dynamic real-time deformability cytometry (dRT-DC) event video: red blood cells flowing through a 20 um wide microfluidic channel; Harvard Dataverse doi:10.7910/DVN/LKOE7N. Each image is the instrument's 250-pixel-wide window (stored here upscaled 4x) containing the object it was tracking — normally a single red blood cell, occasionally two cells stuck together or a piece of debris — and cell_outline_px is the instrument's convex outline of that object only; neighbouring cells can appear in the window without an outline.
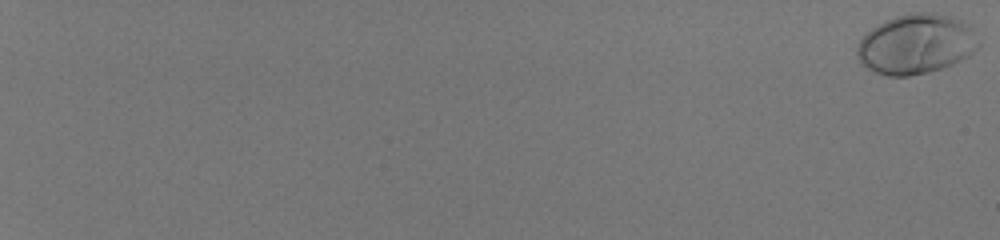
{"species": "human", "species_latin": "Homo sapiens", "temperature_condition": "room temperature", "stored_images_in_passage": 57, "camera_frame_rate_fps": 3000, "um_per_image_px": 0.085, "donor": {"sex": "male"}, "frame": {"image": 1, "passage_image": 1, "time_ms": 0.0, "image_size_px": [1000, 240], "cell_outline_px": [[980, 44], [968, 56], [952, 64], [928, 72], [908, 76], [888, 76], [872, 72], [860, 64], [856, 56], [856, 44], [872, 28], [896, 16], [916, 12], [932, 12], [952, 16], [972, 24]], "centroid_in_image_um": [77.87, 3.75], "position_along_channel_um": 7.1, "area_um2": 42.66}}
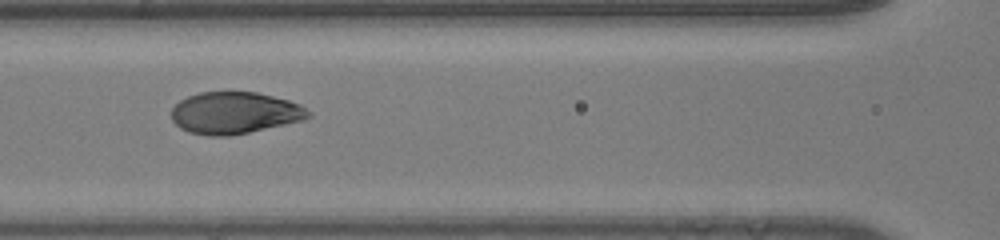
{"frame": {"image": 2, "passage_image": 33, "time_ms": 10.667, "image_size_px": [1000, 240], "cell_outline_px": [[312, 116], [304, 120], [248, 132], [228, 136], [208, 136], [188, 132], [180, 128], [172, 120], [172, 108], [180, 100], [188, 96], [200, 92], [256, 92], [288, 100], [300, 104], [312, 112]], "centroid_in_image_um": [19.96, 9.6], "position_along_channel_um": 146.6, "area_um2": 33.41}}
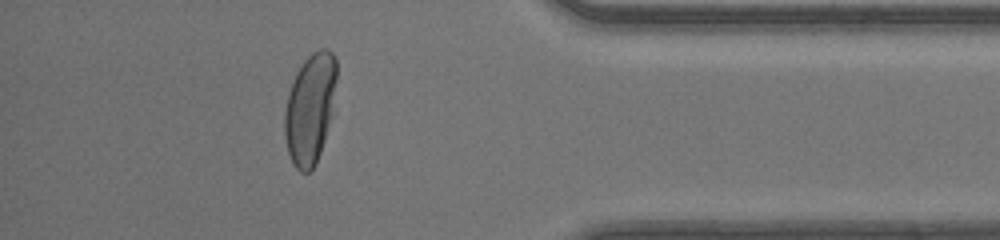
{"frame": {"image": 3, "passage_image": 53, "time_ms": 17.333, "image_size_px": [1000, 240], "cell_outline_px": [[336, 80], [332, 116], [316, 164], [308, 172], [300, 172], [292, 164], [288, 152], [284, 136], [284, 112], [288, 92], [296, 72], [304, 60], [312, 52], [320, 48], [328, 48], [332, 52], [336, 60]], "centroid_in_image_um": [26.35, 9.22], "position_along_channel_um": 408.9, "area_um2": 33.64}, "authors_computed_cell_mechanics": {"area_um2": 35.0846, "velocity_mm_per_s": 4.1702, "shape_relaxation_time_tau1_ms": 2.751, "shape_relaxation_time_tau2_ms": null, "deformation_change_tau1": 0.1878, "deformation_change_tau2": null}}